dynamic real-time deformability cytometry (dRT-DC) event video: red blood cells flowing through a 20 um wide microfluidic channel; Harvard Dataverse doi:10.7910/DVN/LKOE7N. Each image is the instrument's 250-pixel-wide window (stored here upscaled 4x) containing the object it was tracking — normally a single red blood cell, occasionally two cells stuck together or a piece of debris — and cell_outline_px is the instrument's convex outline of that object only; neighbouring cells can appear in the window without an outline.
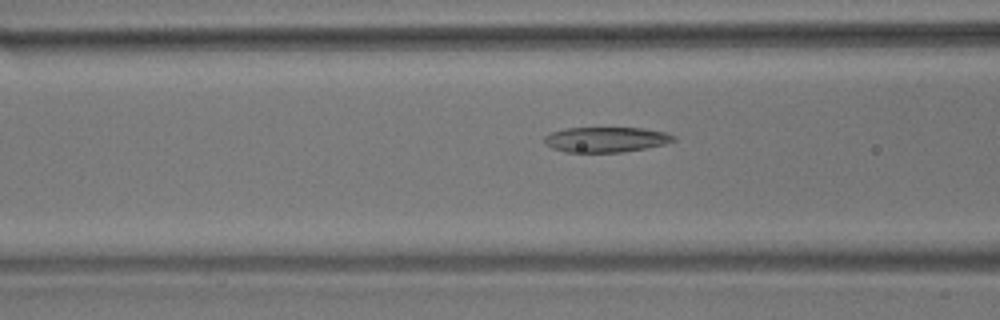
{"species": "common noctule bat (a hibernating species)", "species_latin": "Nyctalus noctula", "temperature_condition": "room temperature", "stored_images_in_passage": 53, "camera_frame_rate_fps": 3000, "um_per_image_px": 0.085, "animal": {"sex": "male", "body_mass_g": 17.9}, "frame": {"image": 1, "passage_image": 22, "time_ms": 7.0, "image_size_px": [1000, 320], "cell_outline_px": [[676, 140], [664, 144], [624, 152], [564, 152], [552, 148], [544, 140], [544, 136], [552, 132], [564, 128], [644, 128], [668, 132], [676, 136]], "centroid_in_image_um": [51.54, 11.85], "position_along_channel_um": 115.1, "area_um2": 19.02}}
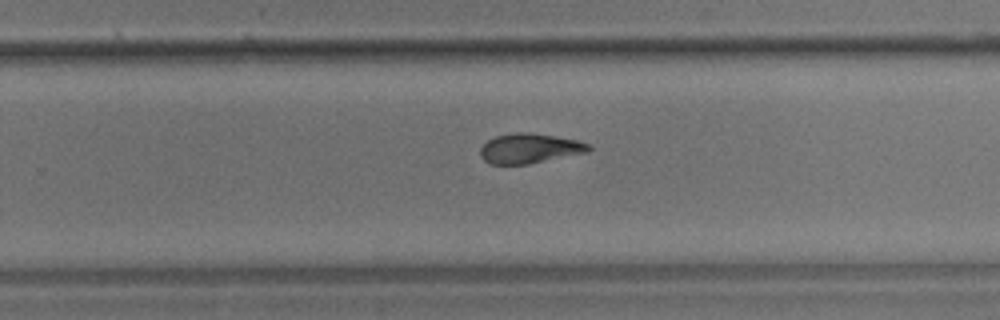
{"frame": {"image": 2, "passage_image": 37, "time_ms": 12.0, "image_size_px": [1000, 320], "cell_outline_px": [[592, 148], [588, 152], [528, 164], [488, 164], [480, 156], [480, 148], [488, 140], [496, 136], [516, 132], [532, 132], [580, 140], [588, 144]], "centroid_in_image_um": [45.02, 12.61], "position_along_channel_um": 284.8, "area_um2": 18.96}}
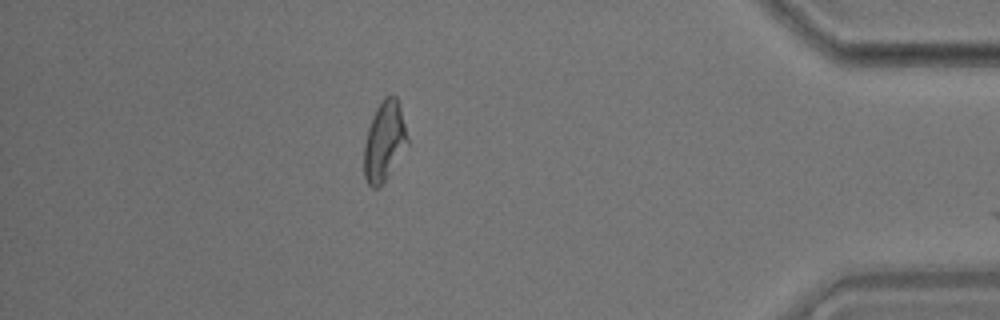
{"frame": {"image": 3, "passage_image": 52, "time_ms": 17.0, "image_size_px": [1000, 320], "cell_outline_px": [[408, 144], [384, 180], [376, 188], [372, 188], [368, 184], [364, 176], [364, 144], [368, 128], [372, 116], [376, 108], [384, 96], [396, 96], [400, 108], [408, 136]], "centroid_in_image_um": [32.65, 11.98], "position_along_channel_um": 402.6, "area_um2": 19.83}}